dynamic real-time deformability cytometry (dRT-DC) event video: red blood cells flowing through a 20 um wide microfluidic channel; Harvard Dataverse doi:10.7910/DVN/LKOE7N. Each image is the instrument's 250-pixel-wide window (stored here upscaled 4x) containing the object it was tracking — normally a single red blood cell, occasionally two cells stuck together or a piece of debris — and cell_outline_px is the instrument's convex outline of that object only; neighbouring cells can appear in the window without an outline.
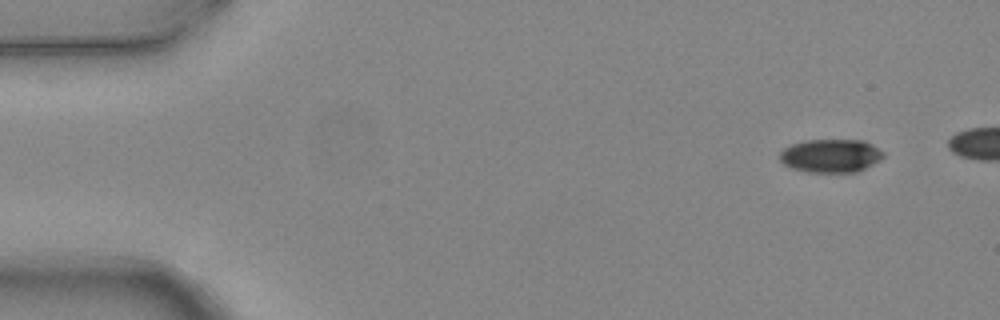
{"species": "common noctule bat (a hibernating species)", "species_latin": "Nyctalus noctula", "temperature_condition": "warm", "stored_images_in_passage": 6, "camera_frame_rate_fps": 3000, "um_per_image_px": 0.085, "animal": {"sex": "female", "body_mass_g": 24.6, "forearm_length_mm": 56.2}, "frame": {"image": 1, "passage_image": 1, "time_ms": 0.0, "image_size_px": [1000, 320], "cell_outline_px": [[884, 156], [880, 160], [856, 172], [808, 172], [792, 168], [784, 164], [780, 160], [780, 152], [784, 148], [792, 144], [804, 140], [864, 140], [872, 144], [884, 152]], "centroid_in_image_um": [70.62, 13.23], "position_along_channel_um": 14.4, "area_um2": 20.11}}
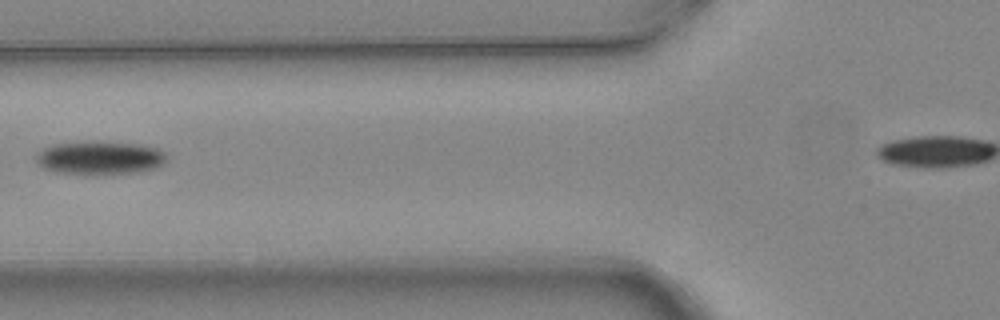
{"frame": {"image": 2, "passage_image": 5, "time_ms": 1.333, "image_size_px": [1000, 320], "cell_outline_px": [[168, 160], [156, 168], [136, 172], [56, 172], [44, 168], [36, 160], [36, 156], [44, 148], [52, 144], [84, 140], [100, 140], [136, 144], [156, 148], [164, 152]], "centroid_in_image_um": [8.5, 13.35], "position_along_channel_um": 117.3, "area_um2": 24.97}}
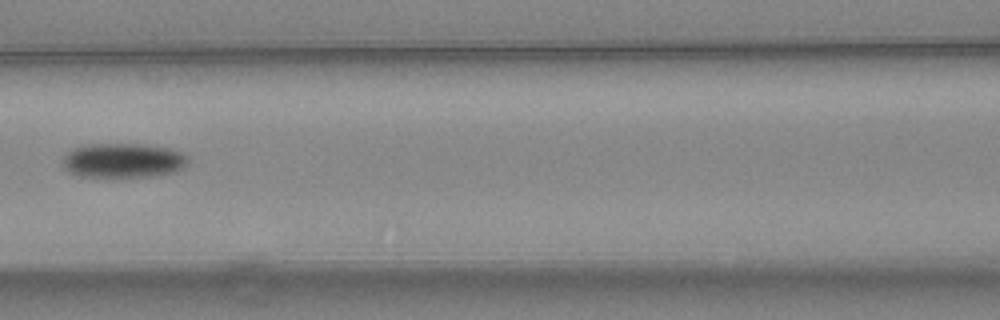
{"frame": {"image": 3, "passage_image": 6, "time_ms": 1.667, "image_size_px": [1000, 320], "cell_outline_px": [[188, 164], [176, 172], [152, 176], [112, 180], [84, 176], [68, 172], [64, 168], [64, 156], [72, 148], [84, 144], [144, 144], [168, 148], [180, 152], [188, 156]], "centroid_in_image_um": [10.46, 13.68], "position_along_channel_um": 156.1, "area_um2": 26.13}}